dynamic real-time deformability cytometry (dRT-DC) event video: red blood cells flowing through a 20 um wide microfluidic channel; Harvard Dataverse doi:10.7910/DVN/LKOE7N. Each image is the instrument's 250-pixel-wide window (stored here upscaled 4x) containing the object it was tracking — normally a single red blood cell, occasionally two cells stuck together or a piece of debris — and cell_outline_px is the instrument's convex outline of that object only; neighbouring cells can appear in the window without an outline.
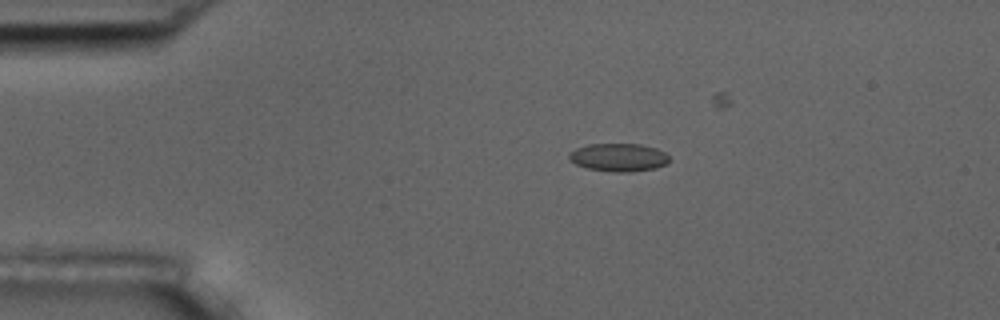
{"species": "common noctule bat (a hibernating species)", "species_latin": "Nyctalus noctula", "temperature_condition": "room temperature", "stored_images_in_passage": 34, "camera_frame_rate_fps": 3000, "um_per_image_px": 0.085, "animal": {"sex": "male", "body_mass_g": 17.5, "forearm_length_mm": 52.3}, "frame": {"image": 1, "passage_image": 1, "time_ms": 0.0, "image_size_px": [1000, 320], "cell_outline_px": [[672, 160], [668, 164], [656, 168], [632, 172], [616, 172], [588, 168], [576, 164], [568, 160], [568, 152], [576, 148], [588, 144], [640, 144], [656, 148], [664, 152]], "centroid_in_image_um": [52.6, 13.38], "position_along_channel_um": 32.4, "area_um2": 16.59}}
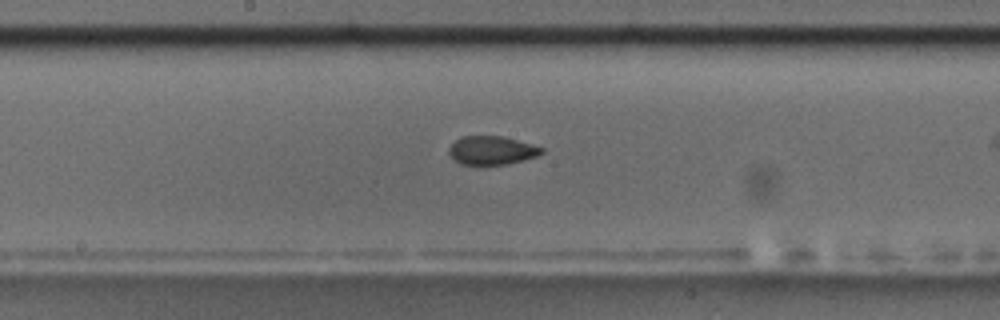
{"frame": {"image": 2, "passage_image": 19, "time_ms": 6.0, "image_size_px": [1000, 320], "cell_outline_px": [[544, 152], [536, 156], [524, 160], [508, 164], [460, 164], [448, 152], [448, 148], [460, 136], [500, 136], [516, 140], [544, 148]], "centroid_in_image_um": [41.8, 12.78], "position_along_channel_um": 206.4, "area_um2": 15.2}}
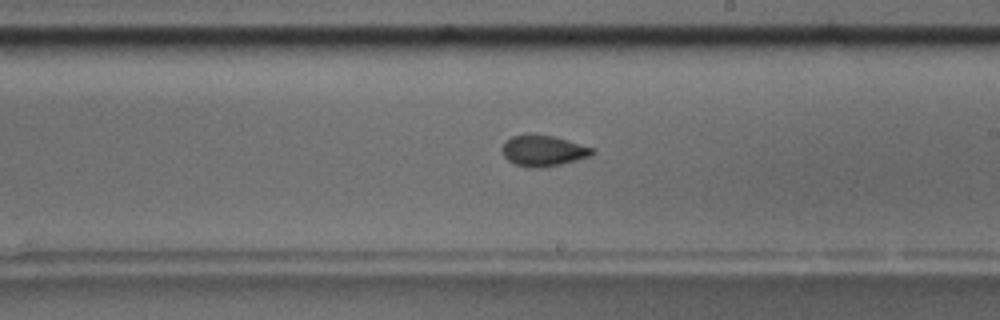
{"frame": {"image": 3, "passage_image": 22, "time_ms": 7.0, "image_size_px": [1000, 320], "cell_outline_px": [[596, 152], [592, 156], [560, 164], [540, 168], [528, 168], [516, 164], [508, 160], [504, 156], [500, 148], [504, 140], [512, 136], [532, 132], [552, 136], [592, 148]], "centroid_in_image_um": [46.11, 12.79], "position_along_channel_um": 242.9, "area_um2": 16.47}}